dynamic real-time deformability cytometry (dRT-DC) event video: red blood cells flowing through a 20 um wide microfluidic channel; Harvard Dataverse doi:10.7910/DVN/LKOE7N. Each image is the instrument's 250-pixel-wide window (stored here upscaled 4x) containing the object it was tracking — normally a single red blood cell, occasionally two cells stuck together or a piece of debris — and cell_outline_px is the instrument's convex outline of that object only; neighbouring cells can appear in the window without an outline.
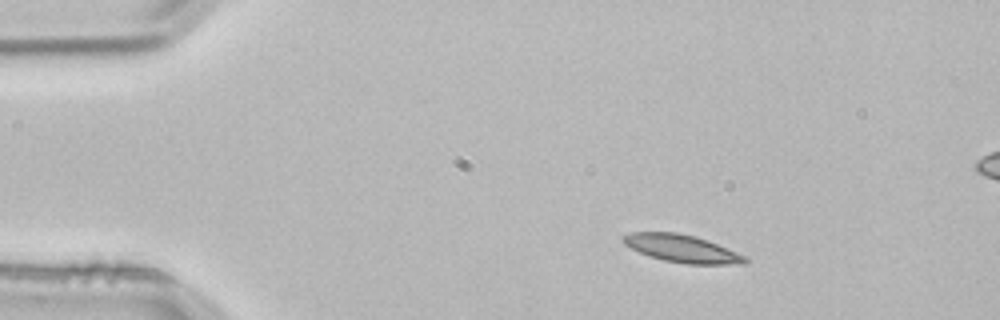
{"species": "common noctule bat (a hibernating species)", "species_latin": "Nyctalus noctula", "temperature_condition": "room temperature", "stored_images_in_passage": 3, "segment_of_instrument_passage": [1, 2], "camera_frame_rate_fps": 3000, "um_per_image_px": 0.085, "animal": {"sex": "male", "body_mass_g": 21.5, "forearm_length_mm": 52.0}, "frame": {"image": 1, "passage_image": 1, "time_ms": 0.0, "image_size_px": [1000, 320], "cell_outline_px": [[748, 260], [744, 264], [684, 264], [664, 260], [640, 252], [624, 244], [624, 236], [632, 232], [676, 232], [696, 236], [748, 256]], "centroid_in_image_um": [58.03, 21.13], "position_along_channel_um": 27.0, "area_um2": 19.42}}